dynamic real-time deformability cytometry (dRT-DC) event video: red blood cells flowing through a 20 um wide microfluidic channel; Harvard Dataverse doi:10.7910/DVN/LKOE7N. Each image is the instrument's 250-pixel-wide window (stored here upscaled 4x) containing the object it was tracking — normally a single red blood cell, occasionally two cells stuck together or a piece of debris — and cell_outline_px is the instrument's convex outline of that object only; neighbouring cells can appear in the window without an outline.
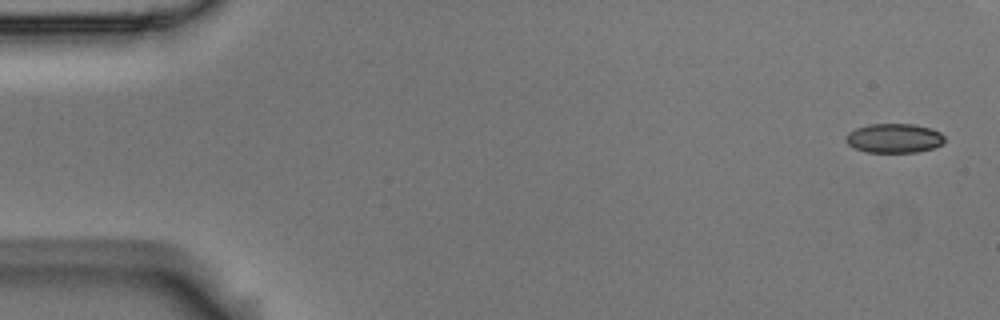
{"species": "Egyptian fruit bat (a non-hibernating species)", "species_latin": "Rousettus aegyptiacus", "temperature_condition": "room temperature", "stored_images_in_passage": 6, "camera_frame_rate_fps": 3000, "um_per_image_px": 0.085, "animal": {"sex": "male"}, "frame": {"image": 1, "passage_image": 1, "time_ms": 0.0, "image_size_px": [1000, 320], "cell_outline_px": [[944, 140], [936, 148], [916, 152], [868, 152], [856, 148], [848, 144], [844, 140], [844, 136], [848, 132], [856, 128], [868, 124], [912, 124], [932, 128], [940, 132], [944, 136]], "centroid_in_image_um": [75.99, 11.74], "position_along_channel_um": 9.0, "area_um2": 16.94}}